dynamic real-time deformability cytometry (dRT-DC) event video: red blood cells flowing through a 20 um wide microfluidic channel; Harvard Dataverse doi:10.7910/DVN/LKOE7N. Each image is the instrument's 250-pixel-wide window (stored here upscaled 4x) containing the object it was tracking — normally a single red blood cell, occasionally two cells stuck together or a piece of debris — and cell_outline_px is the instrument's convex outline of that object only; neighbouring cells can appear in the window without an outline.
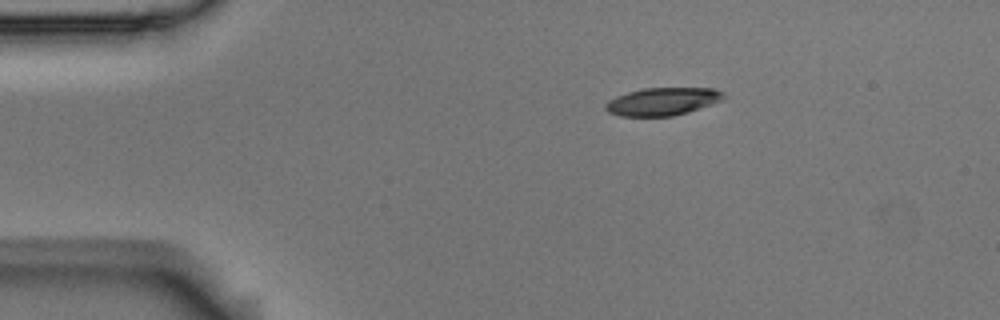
{"species": "Egyptian fruit bat (a non-hibernating species)", "species_latin": "Rousettus aegyptiacus", "temperature_condition": "room temperature", "stored_images_in_passage": 46, "camera_frame_rate_fps": 3000, "um_per_image_px": 0.085, "animal": {"sex": "male"}, "frame": {"image": 1, "passage_image": 1, "time_ms": 0.0, "image_size_px": [1000, 320], "cell_outline_px": [[728, 96], [724, 100], [688, 112], [672, 116], [620, 116], [608, 112], [604, 108], [604, 104], [608, 100], [616, 96], [628, 92], [644, 88], [712, 88], [724, 92]], "centroid_in_image_um": [56.34, 8.62], "position_along_channel_um": 28.7, "area_um2": 19.31}}
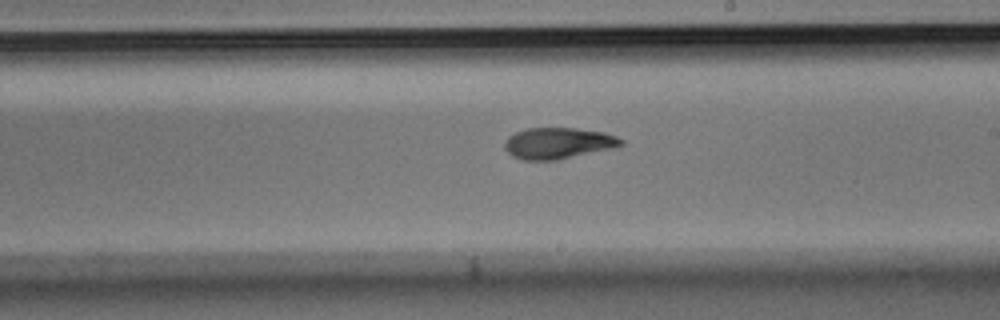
{"frame": {"image": 2, "passage_image": 23, "time_ms": 7.333, "image_size_px": [1000, 320], "cell_outline_px": [[624, 144], [616, 148], [556, 160], [524, 160], [512, 156], [504, 148], [504, 140], [508, 136], [516, 132], [528, 128], [576, 128], [604, 132], [616, 136], [624, 140]], "centroid_in_image_um": [47.46, 12.17], "position_along_channel_um": 241.5, "area_um2": 21.39}}
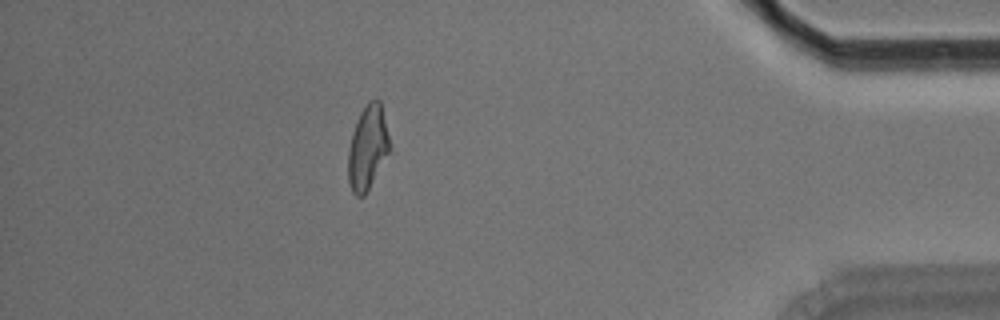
{"frame": {"image": 3, "passage_image": 40, "time_ms": 13.0, "image_size_px": [1000, 320], "cell_outline_px": [[392, 144], [388, 152], [364, 196], [356, 196], [352, 192], [348, 180], [348, 152], [352, 132], [360, 112], [368, 100], [376, 96], [380, 100]], "centroid_in_image_um": [31.25, 12.47], "position_along_channel_um": 403.9, "area_um2": 20.4}, "authors_computed_cell_mechanics": {"area_um2": 20.8947, "velocity_mm_per_s": 3.6422, "shape_relaxation_time_tau1_ms": 10.8164, "shape_relaxation_time_tau2_ms": 4.0793, "deformation_change_tau1": 0.252, "deformation_change_tau2": 0.1149}}